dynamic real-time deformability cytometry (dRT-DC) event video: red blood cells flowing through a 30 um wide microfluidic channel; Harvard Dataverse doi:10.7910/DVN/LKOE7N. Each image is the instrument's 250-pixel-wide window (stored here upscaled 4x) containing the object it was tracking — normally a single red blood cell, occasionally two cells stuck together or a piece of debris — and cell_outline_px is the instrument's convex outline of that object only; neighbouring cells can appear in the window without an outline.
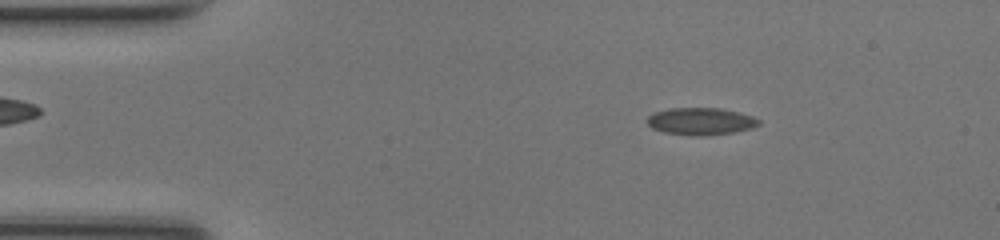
{"species": "common noctule bat (a hibernating species)", "species_latin": "Nyctalus noctula", "temperature_condition": "room temperature", "stored_images_in_passage": 48, "camera_frame_rate_fps": 3000, "um_per_image_px": 0.085, "animal": {"sex": "female", "body_mass_g": 17.0, "forearm_length_mm": 48.0}, "frame": {"image": 1, "passage_image": 7, "time_ms": 2.0, "image_size_px": [1000, 240], "cell_outline_px": [[760, 124], [752, 128], [732, 132], [704, 136], [696, 136], [664, 132], [652, 128], [648, 124], [648, 116], [656, 112], [668, 108], [720, 108], [752, 116], [760, 120]], "centroid_in_image_um": [59.56, 10.31], "position_along_channel_um": 25.4, "area_um2": 17.51}}
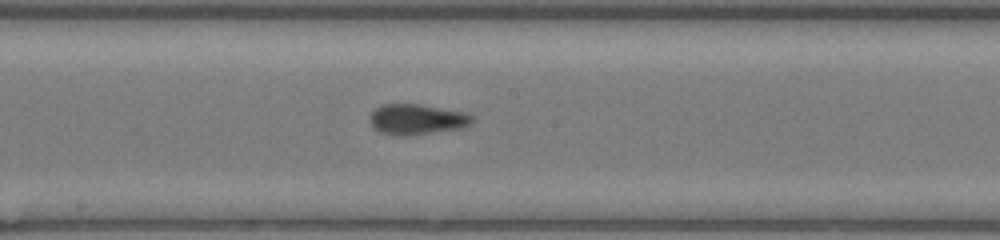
{"frame": {"image": 2, "passage_image": 25, "time_ms": 8.0, "image_size_px": [1000, 240], "cell_outline_px": [[472, 124], [460, 128], [408, 136], [396, 136], [380, 132], [372, 128], [368, 120], [372, 112], [376, 108], [384, 104], [420, 104], [464, 112], [472, 116]], "centroid_in_image_um": [35.38, 10.15], "position_along_channel_um": 212.8, "area_um2": 18.26}}
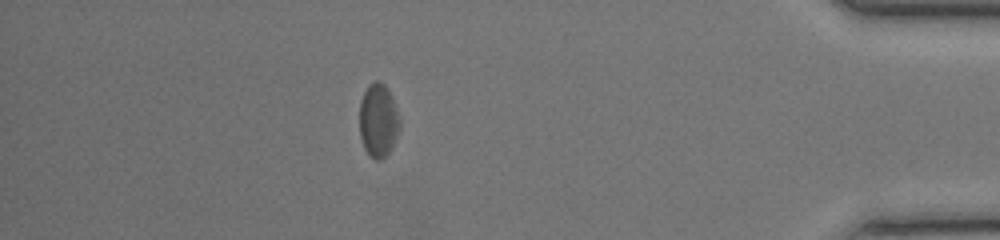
{"frame": {"image": 3, "passage_image": 42, "time_ms": 13.667, "image_size_px": [1000, 240], "cell_outline_px": [[400, 128], [392, 148], [380, 160], [376, 160], [368, 156], [364, 148], [360, 136], [360, 100], [368, 84], [376, 80], [380, 80], [384, 84], [392, 96], [400, 120]], "centroid_in_image_um": [32.15, 10.23], "position_along_channel_um": 403.0, "area_um2": 17.4}, "authors_computed_cell_mechanics": {"area_um2": 17.5712, "velocity_mm_per_s": 4.2295, "shape_relaxation_time_tau1_ms": null, "shape_relaxation_time_tau2_ms": 2.6739, "deformation_change_tau1": null, "deformation_change_tau2": 0.0873}}